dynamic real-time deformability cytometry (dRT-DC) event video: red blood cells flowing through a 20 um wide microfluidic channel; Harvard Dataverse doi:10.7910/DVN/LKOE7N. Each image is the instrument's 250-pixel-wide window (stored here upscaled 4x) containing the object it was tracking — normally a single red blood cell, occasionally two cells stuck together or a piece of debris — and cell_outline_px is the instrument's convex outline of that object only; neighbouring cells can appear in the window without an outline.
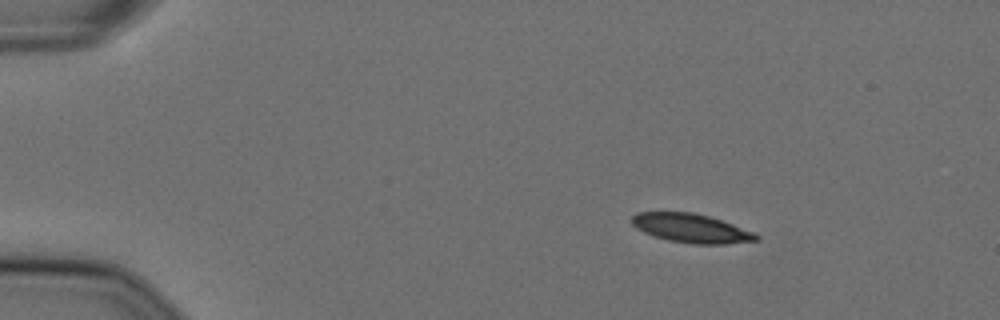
{"species": "Egyptian fruit bat (a non-hibernating species)", "species_latin": "Rousettus aegyptiacus", "temperature_condition": "cold", "stored_images_in_passage": 48, "camera_frame_rate_fps": 3000, "um_per_image_px": 0.085, "animal": {"sex": "female"}, "frame": {"image": 1, "passage_image": 1, "time_ms": 0.0, "image_size_px": [1000, 320], "cell_outline_px": [[760, 240], [724, 244], [692, 244], [668, 240], [644, 232], [636, 228], [632, 224], [632, 216], [636, 212], [692, 212], [708, 216], [756, 232], [760, 236]], "centroid_in_image_um": [58.78, 19.4], "position_along_channel_um": 26.2, "area_um2": 20.92}}
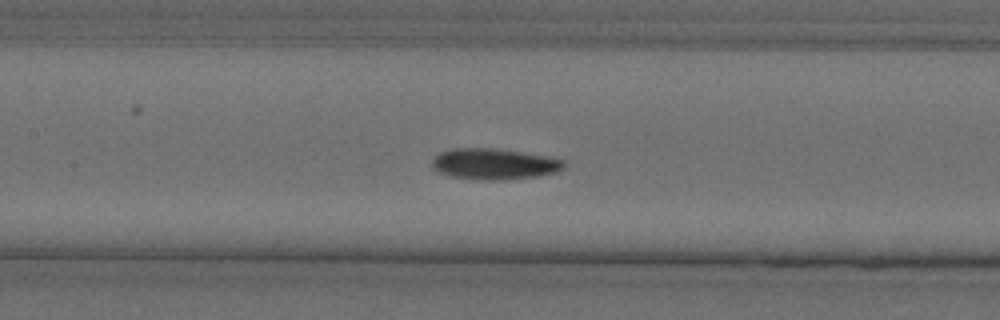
{"frame": {"image": 2, "passage_image": 19, "time_ms": 6.0, "image_size_px": [1000, 320], "cell_outline_px": [[564, 168], [556, 172], [536, 176], [500, 180], [480, 180], [452, 176], [440, 172], [432, 168], [432, 160], [440, 152], [452, 148], [496, 148], [548, 156], [564, 160]], "centroid_in_image_um": [42.0, 13.93], "position_along_channel_um": 165.4, "area_um2": 23.76}}
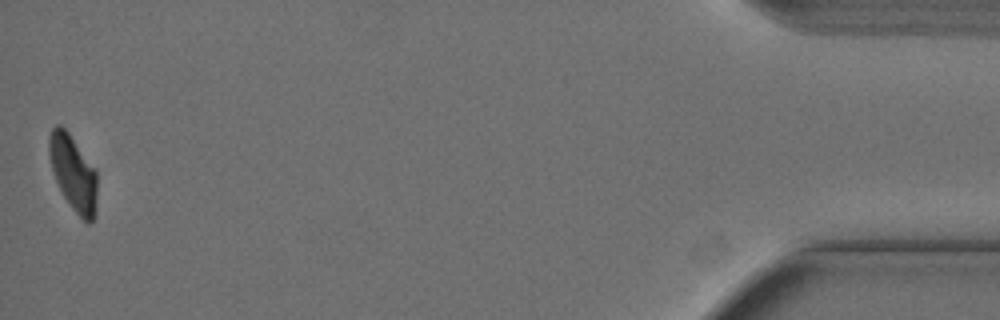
{"frame": {"image": 3, "passage_image": 48, "time_ms": 15.667, "image_size_px": [1000, 320], "cell_outline_px": [[96, 216], [88, 224], [72, 208], [64, 196], [56, 180], [52, 168], [48, 152], [48, 136], [52, 128], [56, 124], [60, 124], [68, 132], [96, 172]], "centroid_in_image_um": [6.2, 14.7], "position_along_channel_um": 429.0, "area_um2": 20.69}, "authors_computed_cell_mechanics": {"area_um2": 22.8888, "velocity_mm_per_s": 3.6109, "shape_relaxation_time_tau1_ms": 7.1026, "shape_relaxation_time_tau2_ms": 9.992, "deformation_change_tau1": 0.1711, "deformation_change_tau2": 0.1377}}